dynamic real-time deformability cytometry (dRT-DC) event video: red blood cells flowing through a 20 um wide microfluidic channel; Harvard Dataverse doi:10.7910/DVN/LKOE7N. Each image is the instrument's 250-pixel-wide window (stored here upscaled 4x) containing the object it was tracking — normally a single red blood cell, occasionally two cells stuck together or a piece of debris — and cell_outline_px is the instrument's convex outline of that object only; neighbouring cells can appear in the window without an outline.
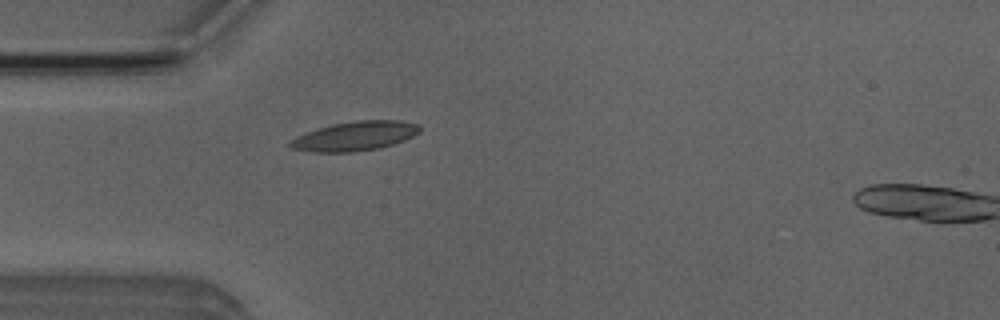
{"species": "Egyptian fruit bat (a non-hibernating species)", "species_latin": "Rousettus aegyptiacus", "temperature_condition": "room temperature", "stored_images_in_passage": 5, "camera_frame_rate_fps": 3000, "um_per_image_px": 0.085, "animal": {"sex": "male"}, "frame": {"image": 1, "passage_image": 4, "time_ms": 4.333, "image_size_px": [1000, 320], "cell_outline_px": [[420, 132], [404, 140], [392, 144], [376, 148], [352, 152], [312, 152], [288, 148], [288, 140], [296, 136], [316, 128], [332, 124], [356, 120], [400, 120], [420, 124]], "centroid_in_image_um": [30.11, 11.56], "position_along_channel_um": 54.9, "area_um2": 22.31}}